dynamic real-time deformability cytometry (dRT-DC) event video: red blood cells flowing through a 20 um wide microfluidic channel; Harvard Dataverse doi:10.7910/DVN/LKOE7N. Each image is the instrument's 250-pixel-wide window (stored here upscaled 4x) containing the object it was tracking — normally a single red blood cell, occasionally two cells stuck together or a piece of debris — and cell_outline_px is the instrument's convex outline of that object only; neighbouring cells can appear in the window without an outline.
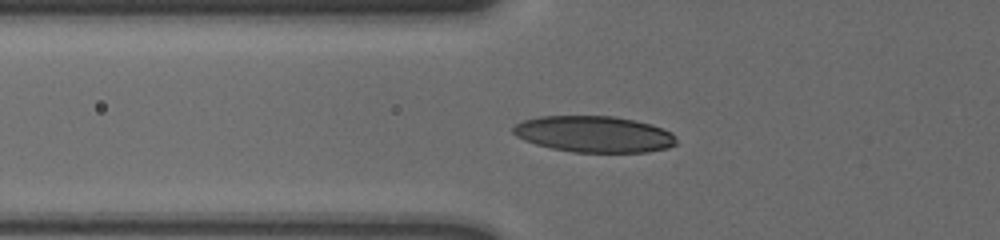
{"species": "human", "species_latin": "Homo sapiens", "temperature_condition": "cold", "stored_images_in_passage": 38, "camera_frame_rate_fps": 3000, "um_per_image_px": 0.085, "donor": {"sex": "male"}, "frame": {"image": 1, "passage_image": 2, "time_ms": 0.333, "image_size_px": [1000, 240], "cell_outline_px": [[676, 144], [668, 148], [648, 152], [572, 152], [552, 148], [536, 144], [524, 140], [516, 136], [512, 132], [512, 128], [516, 124], [524, 120], [540, 116], [616, 116], [652, 124], [672, 132], [676, 136]], "centroid_in_image_um": [50.52, 11.4], "position_along_channel_um": 75.3, "area_um2": 34.68}}
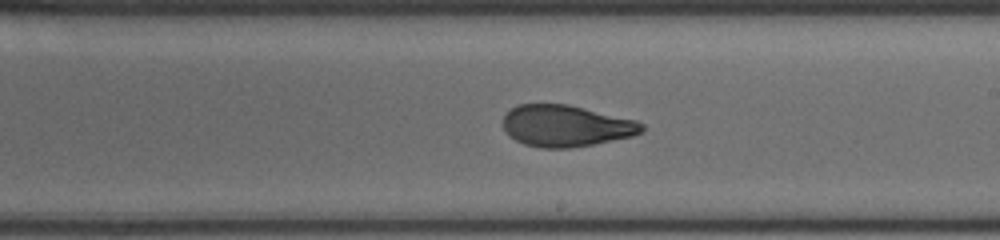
{"frame": {"image": 2, "passage_image": 16, "time_ms": 5.0, "image_size_px": [1000, 240], "cell_outline_px": [[644, 132], [632, 136], [592, 144], [568, 148], [540, 148], [524, 144], [508, 136], [504, 128], [504, 116], [516, 104], [568, 104], [636, 120], [644, 124]], "centroid_in_image_um": [48.11, 10.7], "position_along_channel_um": 240.9, "area_um2": 33.52}}
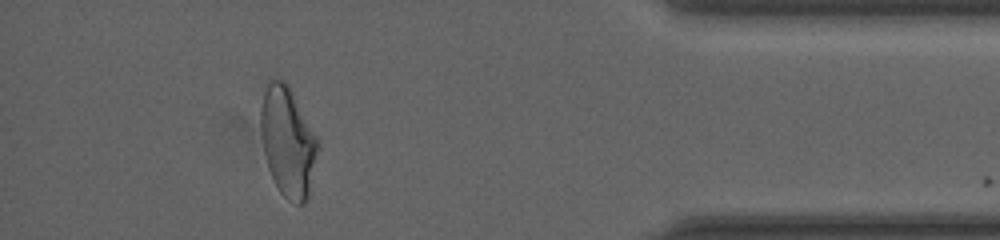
{"frame": {"image": 3, "passage_image": 33, "time_ms": 10.667, "image_size_px": [1000, 240], "cell_outline_px": [[320, 144], [308, 196], [304, 204], [296, 204], [288, 200], [280, 192], [268, 168], [264, 152], [260, 132], [260, 108], [264, 92], [268, 80], [284, 80], [288, 84], [320, 140]], "centroid_in_image_um": [24.48, 12.03], "position_along_channel_um": 410.7, "area_um2": 36.76}, "authors_computed_cell_mechanics": {"area_um2": 34.5644, "velocity_mm_per_s": 3.5941, "shape_relaxation_time_tau1_ms": 6.1489, "shape_relaxation_time_tau2_ms": 1.2257, "deformation_change_tau1": 0.1864, "deformation_change_tau2": 0.0616}}